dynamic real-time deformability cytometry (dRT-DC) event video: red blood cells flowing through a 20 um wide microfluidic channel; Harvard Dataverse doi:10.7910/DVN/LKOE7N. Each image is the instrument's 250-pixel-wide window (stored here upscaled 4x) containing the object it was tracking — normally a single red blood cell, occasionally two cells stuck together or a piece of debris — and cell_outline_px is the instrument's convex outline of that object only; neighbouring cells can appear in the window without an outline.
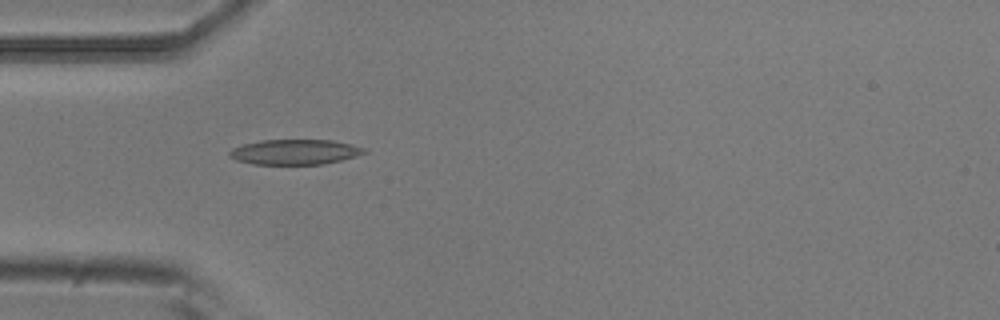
{"species": "common noctule bat (a hibernating species)", "species_latin": "Nyctalus noctula", "temperature_condition": "room temperature", "stored_images_in_passage": 14, "camera_frame_rate_fps": 3000, "um_per_image_px": 0.085, "animal": {"sex": "male", "body_mass_g": 20.5, "forearm_length_mm": 52.5}, "frame": {"image": 1, "passage_image": 4, "time_ms": 1.0, "image_size_px": [1000, 320], "cell_outline_px": [[368, 152], [356, 156], [324, 164], [252, 164], [236, 160], [228, 156], [228, 152], [232, 148], [244, 144], [260, 140], [332, 140], [352, 144], [364, 148]], "centroid_in_image_um": [25.05, 12.91], "position_along_channel_um": 60.0, "area_um2": 19.77}}
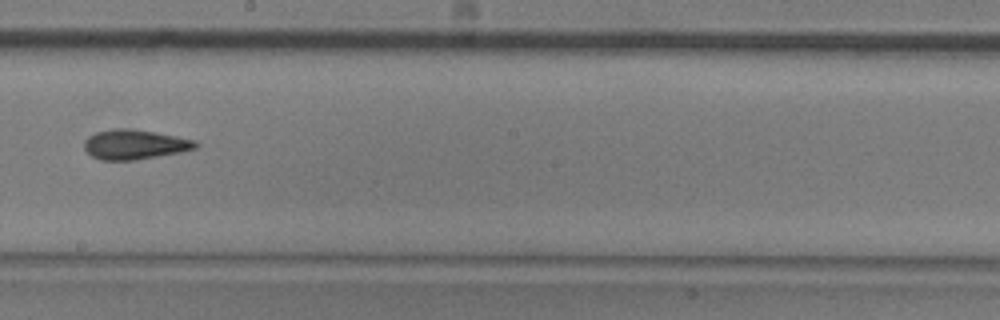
{"frame": {"image": 2, "passage_image": 8, "time_ms": 2.333, "image_size_px": [1000, 320], "cell_outline_px": [[200, 144], [196, 148], [180, 152], [136, 160], [100, 160], [92, 156], [84, 148], [84, 140], [88, 136], [96, 132], [112, 128], [128, 128], [176, 136], [196, 140]], "centroid_in_image_um": [11.43, 12.28], "position_along_channel_um": 236.8, "area_um2": 19.31}}
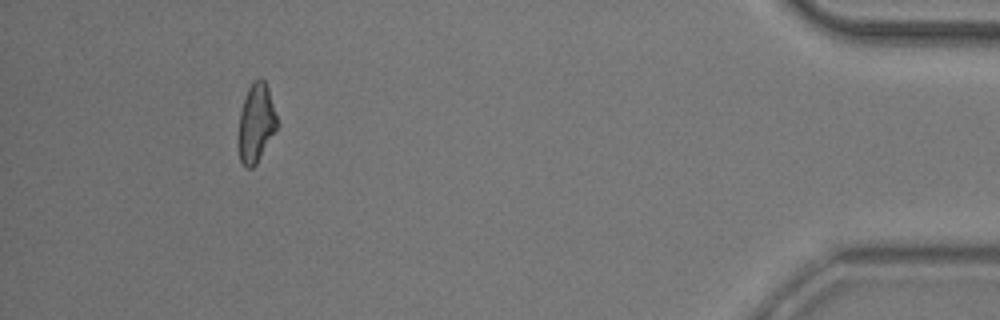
{"frame": {"image": 3, "passage_image": 13, "time_ms": 4.0, "image_size_px": [1000, 320], "cell_outline_px": [[276, 132], [256, 164], [252, 168], [244, 168], [240, 160], [236, 140], [240, 112], [244, 96], [252, 80], [260, 76], [264, 80], [268, 88], [276, 116]], "centroid_in_image_um": [21.72, 10.48], "position_along_channel_um": 413.5, "area_um2": 18.15}}